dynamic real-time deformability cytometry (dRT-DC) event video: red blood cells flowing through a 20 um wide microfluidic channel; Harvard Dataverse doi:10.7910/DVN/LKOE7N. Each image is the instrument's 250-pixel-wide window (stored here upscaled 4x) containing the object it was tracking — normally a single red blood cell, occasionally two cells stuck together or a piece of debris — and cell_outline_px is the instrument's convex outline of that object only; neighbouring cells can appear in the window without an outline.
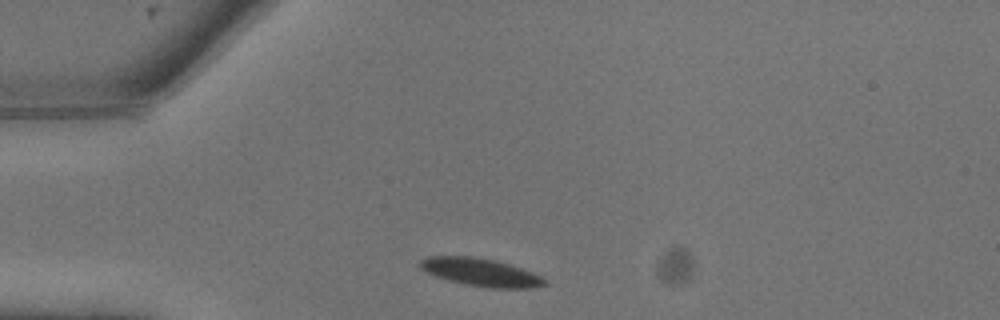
{"species": "common noctule bat (a hibernating species)", "species_latin": "Nyctalus noctula", "temperature_condition": "warm", "stored_images_in_passage": 5, "camera_frame_rate_fps": 3000, "um_per_image_px": 0.085, "animal": {"sex": "male", "body_mass_g": 13.3}, "frame": {"image": 1, "passage_image": 1, "time_ms": 0.0, "image_size_px": [1000, 320], "cell_outline_px": [[548, 284], [536, 288], [492, 288], [464, 284], [448, 280], [436, 276], [420, 268], [416, 264], [420, 260], [428, 256], [472, 256], [492, 260], [508, 264], [532, 272], [548, 280]], "centroid_in_image_um": [40.87, 23.15], "position_along_channel_um": 44.1, "area_um2": 20.23}}
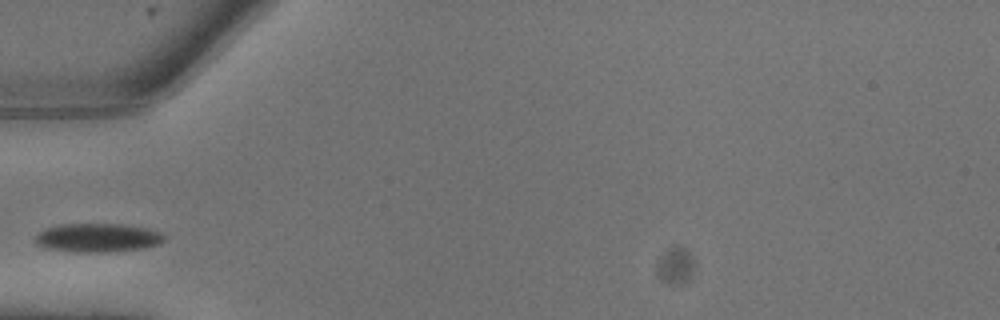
{"frame": {"image": 2, "passage_image": 3, "time_ms": 0.667, "image_size_px": [1000, 320], "cell_outline_px": [[164, 240], [160, 244], [140, 248], [108, 252], [80, 252], [52, 248], [36, 244], [36, 236], [40, 232], [48, 228], [60, 224], [124, 224], [144, 228], [160, 232], [164, 236]], "centroid_in_image_um": [8.34, 20.2], "position_along_channel_um": 76.7, "area_um2": 21.1}}
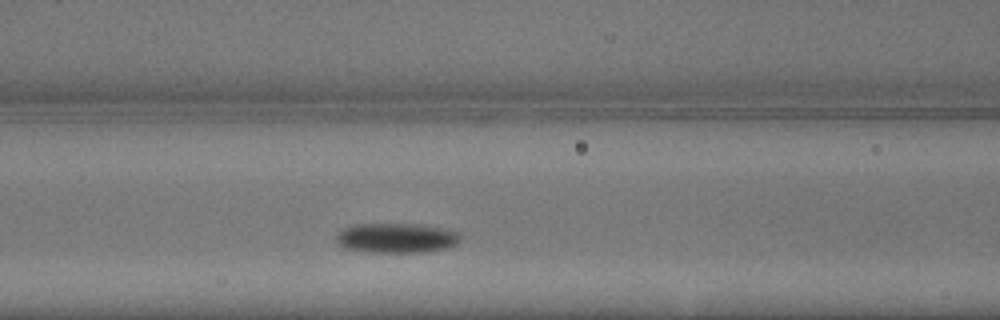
{"frame": {"image": 3, "passage_image": 5, "time_ms": 1.333, "image_size_px": [1000, 320], "cell_outline_px": [[460, 240], [456, 244], [448, 248], [424, 252], [364, 252], [344, 248], [336, 240], [336, 236], [344, 228], [356, 224], [420, 224], [460, 232]], "centroid_in_image_um": [33.71, 20.23], "position_along_channel_um": 132.9, "area_um2": 21.56}}